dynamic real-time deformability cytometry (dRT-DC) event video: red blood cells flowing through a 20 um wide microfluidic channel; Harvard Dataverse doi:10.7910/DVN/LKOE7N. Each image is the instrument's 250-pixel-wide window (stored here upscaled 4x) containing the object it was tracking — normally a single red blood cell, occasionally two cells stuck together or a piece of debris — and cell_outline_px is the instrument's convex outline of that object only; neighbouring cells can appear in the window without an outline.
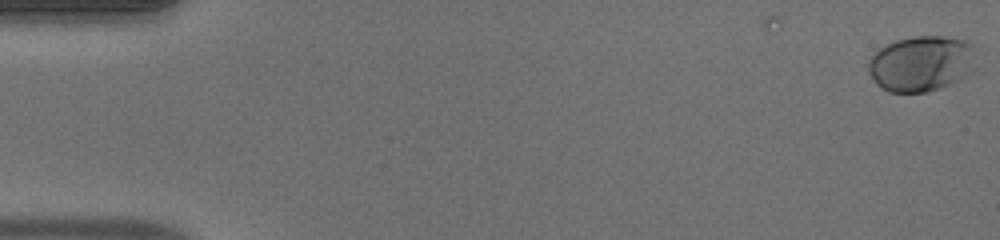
{"species": "human", "species_latin": "Homo sapiens", "temperature_condition": "warm", "stored_images_in_passage": 51, "camera_frame_rate_fps": 3000, "um_per_image_px": 0.085, "donor": {"sex": "male"}, "frame": {"image": 1, "passage_image": 1, "time_ms": 0.0, "image_size_px": [1000, 240], "cell_outline_px": [[980, 48], [976, 68], [960, 80], [952, 84], [940, 88], [924, 92], [888, 92], [880, 88], [872, 80], [868, 72], [868, 60], [880, 48], [896, 40], [916, 36], [944, 36], [964, 40]], "centroid_in_image_um": [78.39, 5.4], "position_along_channel_um": 6.6, "area_um2": 35.89}}
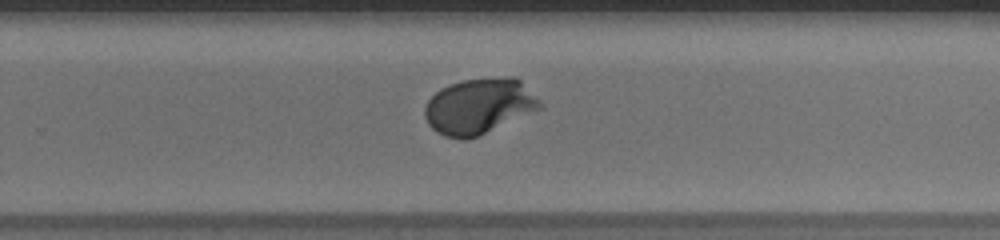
{"frame": {"image": 2, "passage_image": 34, "time_ms": 11.0, "image_size_px": [1000, 240], "cell_outline_px": [[544, 108], [476, 136], [464, 140], [444, 136], [436, 132], [428, 124], [424, 116], [424, 108], [428, 100], [440, 88], [448, 84], [464, 80], [508, 76], [516, 76], [544, 104]], "centroid_in_image_um": [40.73, 9.01], "position_along_channel_um": 289.1, "area_um2": 37.45}}
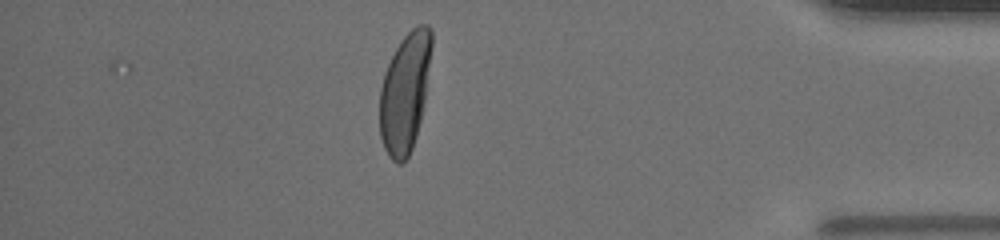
{"frame": {"image": 3, "passage_image": 45, "time_ms": 14.667, "image_size_px": [1000, 240], "cell_outline_px": [[432, 44], [424, 100], [420, 120], [416, 136], [412, 148], [404, 164], [396, 164], [388, 156], [384, 148], [380, 136], [380, 88], [384, 72], [400, 40], [416, 24], [428, 24], [432, 28]], "centroid_in_image_um": [34.41, 7.86], "position_along_channel_um": 400.8, "area_um2": 36.07}, "authors_computed_cell_mechanics": {"area_um2": 35.3736, "velocity_mm_per_s": 4.0622, "shape_relaxation_time_tau1_ms": 2.4684, "shape_relaxation_time_tau2_ms": null, "deformation_change_tau1": 0.1571, "deformation_change_tau2": null}}